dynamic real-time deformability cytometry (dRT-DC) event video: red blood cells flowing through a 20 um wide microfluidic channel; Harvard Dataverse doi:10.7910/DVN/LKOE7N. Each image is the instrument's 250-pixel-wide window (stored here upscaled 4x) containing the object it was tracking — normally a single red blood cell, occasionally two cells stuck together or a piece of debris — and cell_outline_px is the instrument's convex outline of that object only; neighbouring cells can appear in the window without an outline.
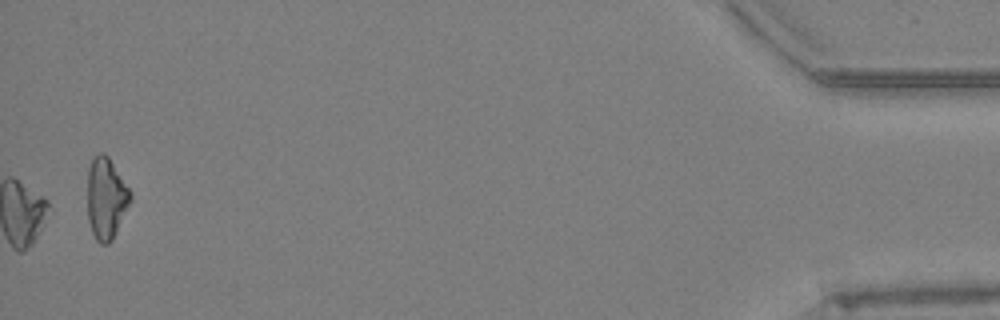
{"species": "Egyptian fruit bat (a non-hibernating species)", "species_latin": "Rousettus aegyptiacus", "temperature_condition": "warm", "stored_images_in_passage": 46, "camera_frame_rate_fps": 3000, "um_per_image_px": 0.085, "animal": {"sex": "female"}, "frame": {"image": 1, "passage_image": 46, "time_ms": 15.0, "image_size_px": [1000, 320], "cell_outline_px": [[132, 200], [112, 240], [108, 244], [100, 244], [96, 240], [92, 232], [88, 220], [88, 168], [92, 160], [100, 152], [104, 152], [108, 156], [132, 192]], "centroid_in_image_um": [9.03, 16.86], "position_along_channel_um": 426.2, "area_um2": 20.46}}